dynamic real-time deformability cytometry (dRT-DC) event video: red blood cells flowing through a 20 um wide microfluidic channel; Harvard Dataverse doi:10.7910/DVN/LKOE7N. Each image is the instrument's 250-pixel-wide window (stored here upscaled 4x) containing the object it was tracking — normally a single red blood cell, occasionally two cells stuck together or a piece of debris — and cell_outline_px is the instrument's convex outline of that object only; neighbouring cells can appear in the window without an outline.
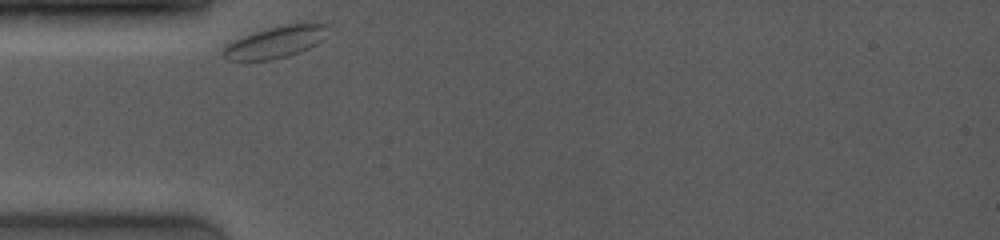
{"species": "common noctule bat (a hibernating species)", "species_latin": "Nyctalus noctula", "temperature_condition": "room temperature", "stored_images_in_passage": 5, "camera_frame_rate_fps": 4000, "um_per_image_px": 0.085, "animal": {"sex": "female", "body_mass_g": 19.0, "forearm_length_mm": 53.3}, "frame": {"image": 1, "passage_image": 1, "time_ms": 0.0, "image_size_px": [1000, 240], "cell_outline_px": [[328, 24], [320, 40], [316, 44], [300, 52], [288, 56], [272, 60], [228, 60], [220, 52], [224, 44], [244, 36], [268, 28], [296, 20], [304, 20]], "centroid_in_image_um": [23.41, 3.54], "position_along_channel_um": 61.6, "area_um2": 19.77}}
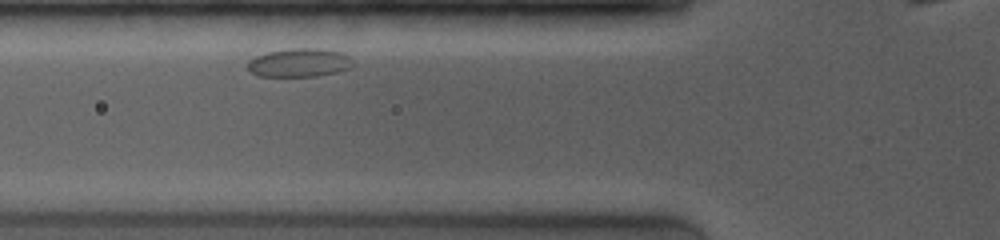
{"frame": {"image": 2, "passage_image": 2, "time_ms": 1.25, "image_size_px": [1000, 240], "cell_outline_px": [[352, 68], [336, 72], [316, 76], [256, 76], [248, 68], [248, 60], [264, 52], [288, 48], [324, 48], [344, 52], [352, 60]], "centroid_in_image_um": [25.45, 5.31], "position_along_channel_um": 100.3, "area_um2": 17.8}}